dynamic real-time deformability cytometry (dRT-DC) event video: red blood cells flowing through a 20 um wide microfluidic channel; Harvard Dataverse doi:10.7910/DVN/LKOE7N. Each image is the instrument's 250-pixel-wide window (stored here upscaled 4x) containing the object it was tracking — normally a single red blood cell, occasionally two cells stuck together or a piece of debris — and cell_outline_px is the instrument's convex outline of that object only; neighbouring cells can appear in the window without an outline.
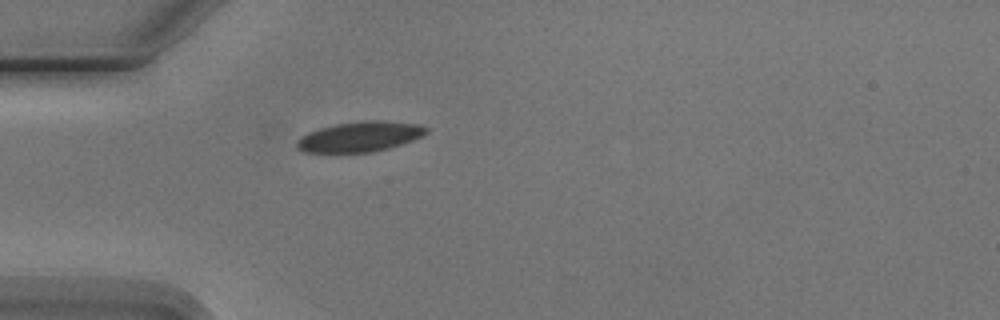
{"species": "Egyptian fruit bat (a non-hibernating species)", "species_latin": "Rousettus aegyptiacus", "temperature_condition": "cold", "stored_images_in_passage": 5, "camera_frame_rate_fps": 3000, "um_per_image_px": 0.085, "animal": {"sex": "male"}, "frame": {"image": 1, "passage_image": 4, "time_ms": 4.333, "image_size_px": [1000, 320], "cell_outline_px": [[428, 132], [412, 140], [388, 148], [372, 152], [304, 152], [296, 148], [296, 140], [300, 136], [308, 132], [320, 128], [336, 124], [372, 120], [380, 120], [420, 124], [428, 128]], "centroid_in_image_um": [30.56, 11.61], "position_along_channel_um": 54.4, "area_um2": 22.6}}